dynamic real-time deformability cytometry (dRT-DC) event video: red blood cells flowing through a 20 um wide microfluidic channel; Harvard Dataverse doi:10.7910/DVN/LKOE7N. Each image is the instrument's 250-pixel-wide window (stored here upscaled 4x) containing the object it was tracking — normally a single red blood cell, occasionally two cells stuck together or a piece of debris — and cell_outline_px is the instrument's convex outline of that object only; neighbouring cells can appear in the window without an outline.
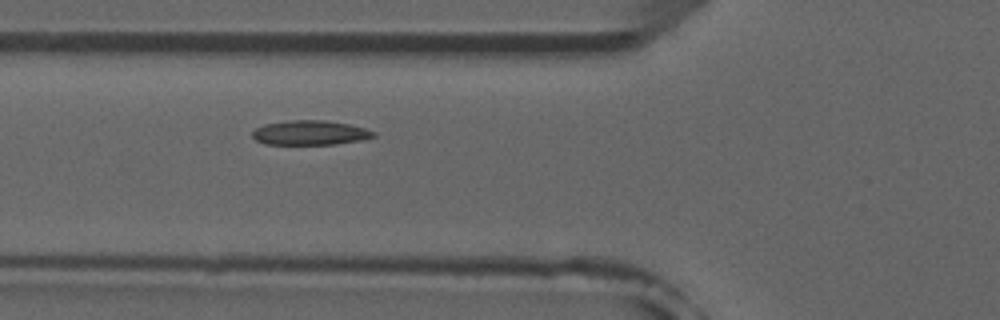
{"species": "common noctule bat (a hibernating species)", "species_latin": "Nyctalus noctula", "temperature_condition": "room temperature", "stored_images_in_passage": 2, "camera_frame_rate_fps": 3000, "um_per_image_px": 0.085, "animal": {"sex": "male", "forearm_length_mm": 52.5}, "frame": {"image": 1, "passage_image": 2, "time_ms": 1.0, "image_size_px": [1000, 320], "cell_outline_px": [[376, 136], [364, 140], [332, 144], [264, 144], [256, 140], [252, 136], [252, 132], [256, 128], [264, 124], [288, 120], [324, 120], [348, 124], [364, 128], [376, 132]], "centroid_in_image_um": [26.36, 11.28], "position_along_channel_um": 99.4, "area_um2": 17.34}}